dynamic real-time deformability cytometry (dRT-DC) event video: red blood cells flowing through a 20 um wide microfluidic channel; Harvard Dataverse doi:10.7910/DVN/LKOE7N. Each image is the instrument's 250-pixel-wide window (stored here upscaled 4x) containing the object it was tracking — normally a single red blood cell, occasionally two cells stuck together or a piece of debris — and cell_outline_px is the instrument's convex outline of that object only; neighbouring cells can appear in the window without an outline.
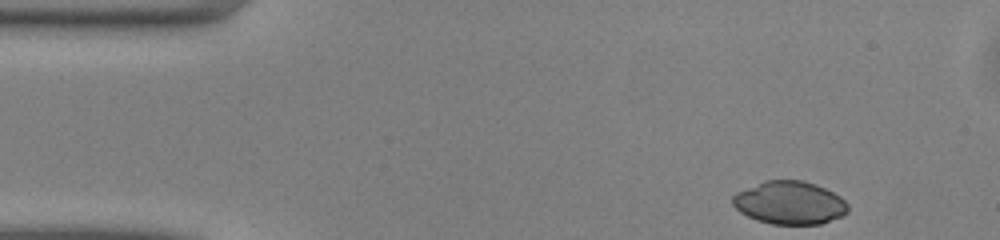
{"species": "common noctule bat (a hibernating species)", "species_latin": "Nyctalus noctula", "temperature_condition": "warm", "stored_images_in_passage": 45, "camera_frame_rate_fps": 3000, "um_per_image_px": 0.085, "animal": {"sex": "male", "body_mass_g": 13.0, "forearm_length_mm": 53.1}, "frame": {"image": 1, "passage_image": 1, "time_ms": 0.0, "image_size_px": [1000, 240], "cell_outline_px": [[848, 212], [840, 216], [820, 224], [772, 224], [756, 220], [740, 212], [732, 204], [732, 196], [736, 192], [764, 180], [804, 180], [816, 184], [840, 196], [848, 204]], "centroid_in_image_um": [67.09, 17.23], "position_along_channel_um": 17.9, "area_um2": 28.96}}
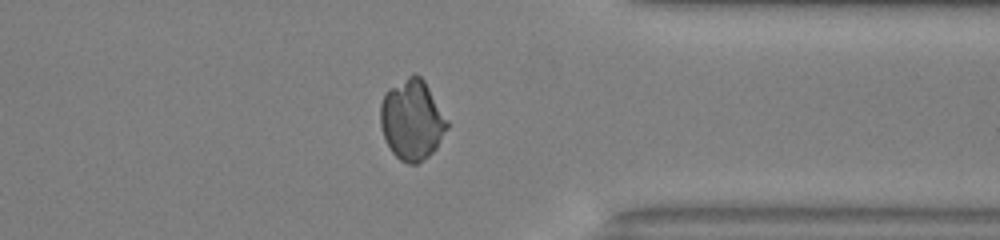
{"frame": {"image": 2, "passage_image": 34, "time_ms": 11.0, "image_size_px": [1000, 240], "cell_outline_px": [[448, 128], [436, 148], [428, 156], [416, 164], [408, 164], [400, 160], [392, 152], [384, 136], [380, 124], [380, 104], [384, 92], [388, 88], [408, 76], [420, 76], [424, 80], [448, 120]], "centroid_in_image_um": [35.01, 10.19], "position_along_channel_um": 376.4, "area_um2": 31.1}}
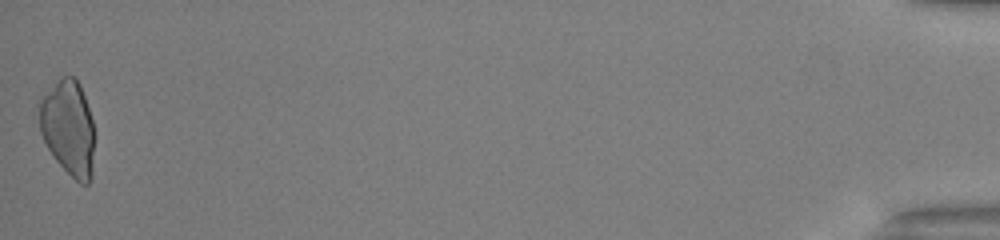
{"frame": {"image": 3, "passage_image": 45, "time_ms": 14.667, "image_size_px": [1000, 240], "cell_outline_px": [[96, 136], [92, 176], [88, 184], [80, 184], [56, 160], [48, 148], [40, 132], [40, 96], [60, 76], [72, 76], [80, 84], [92, 120]], "centroid_in_image_um": [5.83, 10.86], "position_along_channel_um": 429.4, "area_um2": 30.98}}